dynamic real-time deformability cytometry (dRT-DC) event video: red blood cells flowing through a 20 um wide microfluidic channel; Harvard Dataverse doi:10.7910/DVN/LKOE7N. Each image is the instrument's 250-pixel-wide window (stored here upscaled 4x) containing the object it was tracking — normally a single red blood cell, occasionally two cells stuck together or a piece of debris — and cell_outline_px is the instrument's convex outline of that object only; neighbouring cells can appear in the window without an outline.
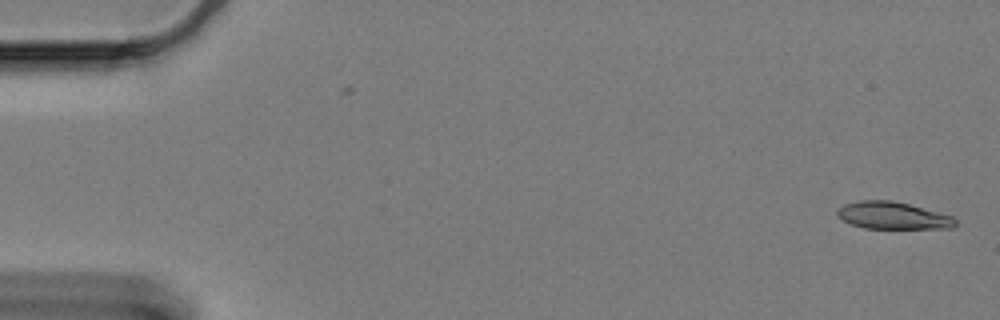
{"species": "Egyptian fruit bat (a non-hibernating species)", "species_latin": "Rousettus aegyptiacus", "temperature_condition": "cold", "stored_images_in_passage": 60, "camera_frame_rate_fps": 3000, "um_per_image_px": 0.085, "animal": {"sex": "female"}, "frame": {"image": 1, "passage_image": 1, "time_ms": 0.0, "image_size_px": [1000, 320], "cell_outline_px": [[956, 224], [952, 228], [864, 228], [852, 224], [836, 216], [836, 212], [844, 204], [860, 200], [892, 200], [908, 204], [952, 216], [956, 220]], "centroid_in_image_um": [75.87, 18.32], "position_along_channel_um": 9.1, "area_um2": 18.5}}
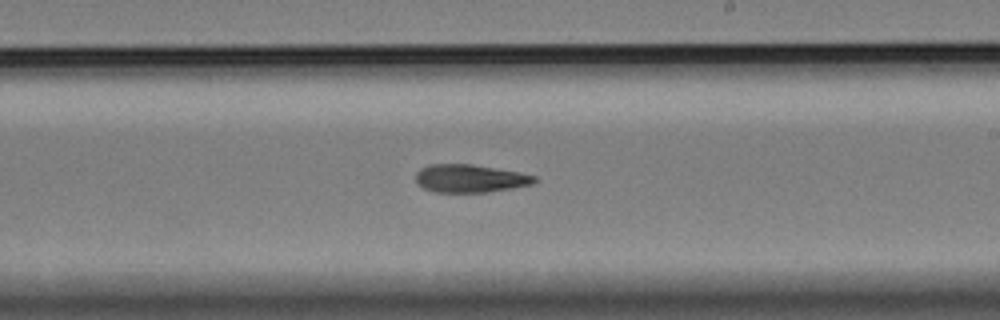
{"frame": {"image": 2, "passage_image": 35, "time_ms": 11.333, "image_size_px": [1000, 320], "cell_outline_px": [[540, 180], [532, 184], [512, 188], [488, 192], [436, 192], [424, 188], [416, 180], [416, 172], [420, 168], [432, 164], [472, 164], [520, 172], [536, 176]], "centroid_in_image_um": [39.99, 15.16], "position_along_channel_um": 249.0, "area_um2": 19.36}}
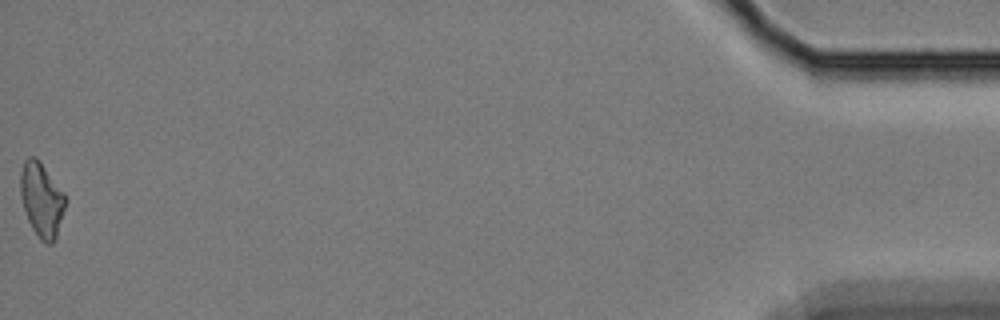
{"frame": {"image": 3, "passage_image": 60, "time_ms": 19.667, "image_size_px": [1000, 320], "cell_outline_px": [[68, 200], [56, 236], [52, 244], [44, 244], [40, 240], [32, 228], [28, 220], [20, 196], [20, 172], [24, 160], [28, 156], [36, 156], [40, 160], [64, 192]], "centroid_in_image_um": [3.55, 16.95], "position_along_channel_um": 431.7, "area_um2": 19.83}, "authors_computed_cell_mechanics": {"area_um2": 19.652, "velocity_mm_per_s": 3.3046, "shape_relaxation_time_tau1_ms": null, "shape_relaxation_time_tau2_ms": 10.5804, "deformation_change_tau1": null, "deformation_change_tau2": 0.2121}}